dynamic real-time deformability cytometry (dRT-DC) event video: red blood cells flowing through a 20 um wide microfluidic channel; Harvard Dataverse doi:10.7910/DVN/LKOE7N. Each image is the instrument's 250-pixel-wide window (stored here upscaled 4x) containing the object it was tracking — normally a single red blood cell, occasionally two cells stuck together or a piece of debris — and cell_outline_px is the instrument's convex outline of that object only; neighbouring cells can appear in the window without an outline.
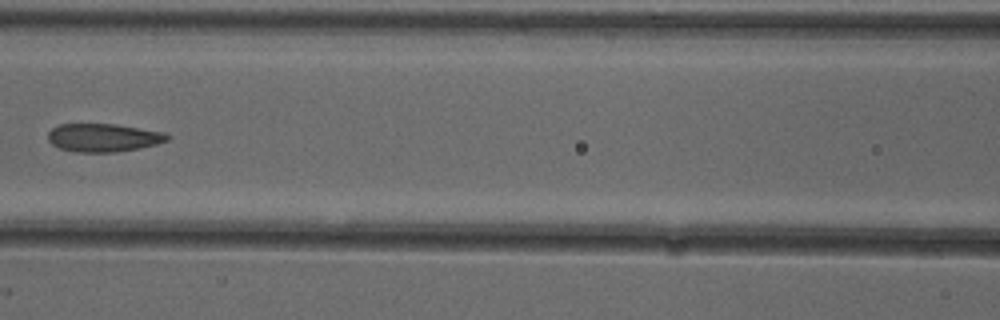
{"species": "common noctule bat (a hibernating species)", "species_latin": "Nyctalus noctula", "temperature_condition": "cold", "stored_images_in_passage": 8, "camera_frame_rate_fps": 3000, "um_per_image_px": 0.085, "animal": {"sex": "female"}, "frame": {"image": 1, "passage_image": 7, "time_ms": 2.0, "image_size_px": [1000, 320], "cell_outline_px": [[172, 136], [168, 140], [156, 144], [140, 148], [116, 152], [76, 152], [60, 148], [52, 144], [48, 140], [48, 132], [52, 128], [60, 124], [116, 124], [164, 132]], "centroid_in_image_um": [8.8, 11.7], "position_along_channel_um": 157.8, "area_um2": 19.65}}
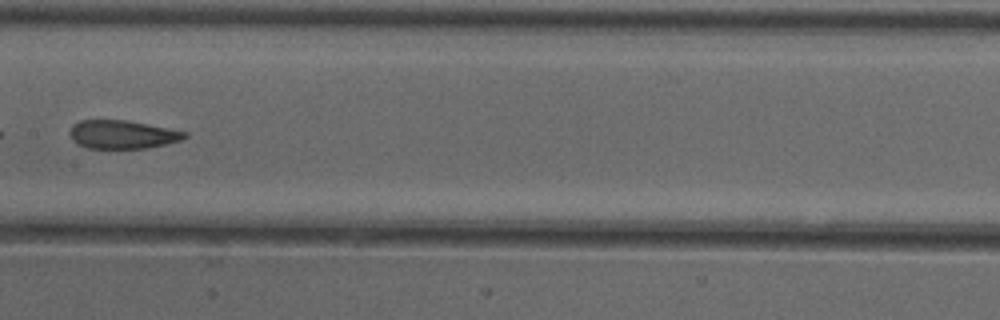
{"frame": {"image": 2, "passage_image": 8, "time_ms": 2.333, "image_size_px": [1000, 320], "cell_outline_px": [[188, 136], [180, 140], [148, 148], [88, 148], [80, 144], [72, 136], [72, 124], [80, 120], [124, 120], [188, 132]], "centroid_in_image_um": [10.44, 11.43], "position_along_channel_um": 197.0, "area_um2": 18.5}}